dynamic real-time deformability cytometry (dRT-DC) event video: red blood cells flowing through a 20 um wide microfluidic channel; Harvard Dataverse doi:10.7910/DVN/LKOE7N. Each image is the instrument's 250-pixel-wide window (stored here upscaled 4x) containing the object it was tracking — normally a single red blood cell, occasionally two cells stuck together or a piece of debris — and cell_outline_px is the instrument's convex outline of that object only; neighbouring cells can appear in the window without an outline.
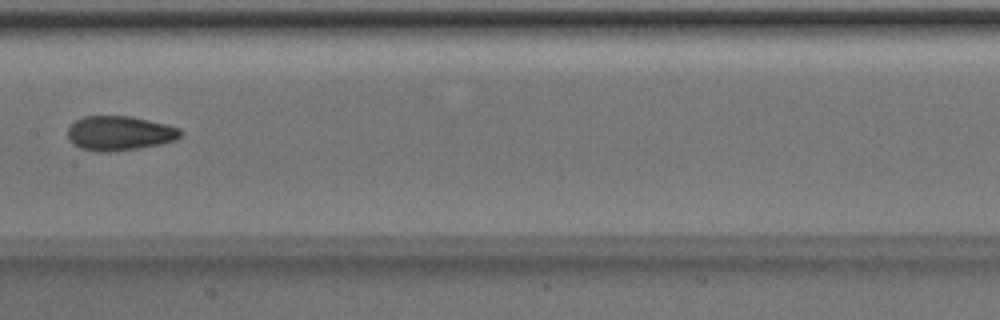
{"species": "Egyptian fruit bat (a non-hibernating species)", "species_latin": "Rousettus aegyptiacus", "temperature_condition": "room temperature", "stored_images_in_passage": 8, "camera_frame_rate_fps": 3000, "um_per_image_px": 0.085, "animal": {"sex": "male"}, "frame": {"image": 1, "passage_image": 8, "time_ms": 2.333, "image_size_px": [1000, 320], "cell_outline_px": [[184, 132], [176, 140], [160, 144], [140, 148], [112, 152], [96, 152], [80, 148], [68, 136], [68, 128], [76, 120], [84, 116], [132, 116], [168, 124], [180, 128]], "centroid_in_image_um": [10.22, 11.32], "position_along_channel_um": 197.2, "area_um2": 22.83}}